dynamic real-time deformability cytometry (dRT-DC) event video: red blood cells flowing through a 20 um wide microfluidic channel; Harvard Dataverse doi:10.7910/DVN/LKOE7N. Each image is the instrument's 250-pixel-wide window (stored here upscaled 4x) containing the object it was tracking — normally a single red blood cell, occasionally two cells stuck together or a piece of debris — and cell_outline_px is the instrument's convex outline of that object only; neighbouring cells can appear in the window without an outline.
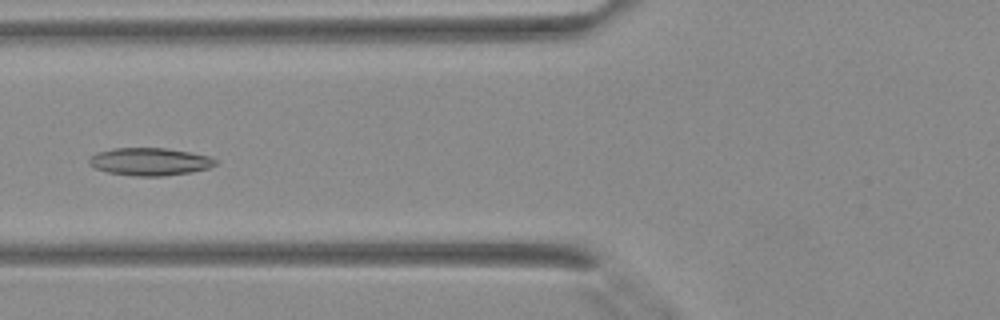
{"species": "Egyptian fruit bat (a non-hibernating species)", "species_latin": "Rousettus aegyptiacus", "temperature_condition": "warm", "stored_images_in_passage": 35, "segment_of_instrument_passage": [1, 2], "camera_frame_rate_fps": 3000, "um_per_image_px": 0.085, "animal": {"sex": "female"}, "frame": {"image": 1, "passage_image": 9, "time_ms": 2.667, "image_size_px": [1000, 320], "cell_outline_px": [[216, 164], [208, 168], [192, 172], [164, 176], [136, 176], [108, 172], [96, 168], [88, 164], [88, 160], [96, 152], [112, 148], [164, 148], [188, 152], [208, 156], [216, 160]], "centroid_in_image_um": [12.7, 13.74], "position_along_channel_um": 113.1, "area_um2": 20.23}}
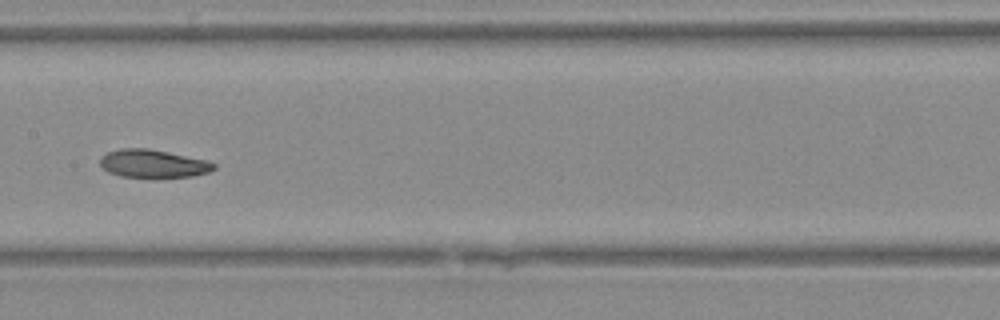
{"frame": {"image": 2, "passage_image": 14, "time_ms": 4.333, "image_size_px": [1000, 320], "cell_outline_px": [[216, 168], [208, 172], [192, 176], [152, 180], [120, 176], [108, 172], [100, 164], [100, 160], [108, 152], [120, 148], [148, 148], [168, 152], [204, 160], [216, 164]], "centroid_in_image_um": [13.01, 13.95], "position_along_channel_um": 194.4, "area_um2": 19.07}}
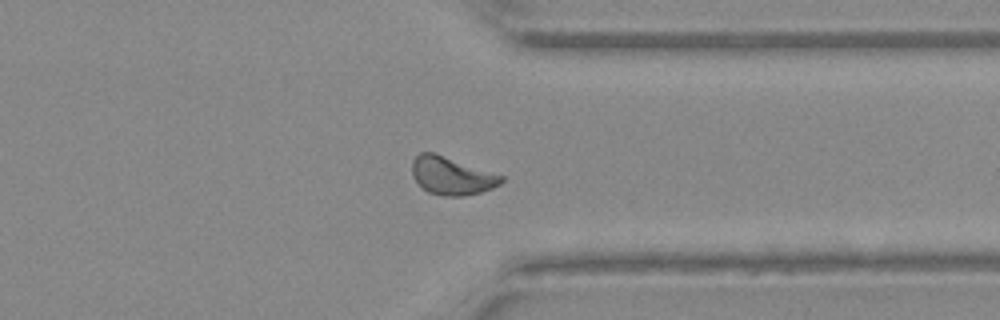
{"frame": {"image": 3, "passage_image": 25, "time_ms": 8.0, "image_size_px": [1000, 320], "cell_outline_px": [[504, 180], [500, 184], [492, 188], [480, 192], [464, 196], [440, 196], [428, 192], [412, 176], [412, 160], [420, 152], [436, 152], [504, 176]], "centroid_in_image_um": [38.39, 14.93], "position_along_channel_um": 373.0, "area_um2": 19.83}}